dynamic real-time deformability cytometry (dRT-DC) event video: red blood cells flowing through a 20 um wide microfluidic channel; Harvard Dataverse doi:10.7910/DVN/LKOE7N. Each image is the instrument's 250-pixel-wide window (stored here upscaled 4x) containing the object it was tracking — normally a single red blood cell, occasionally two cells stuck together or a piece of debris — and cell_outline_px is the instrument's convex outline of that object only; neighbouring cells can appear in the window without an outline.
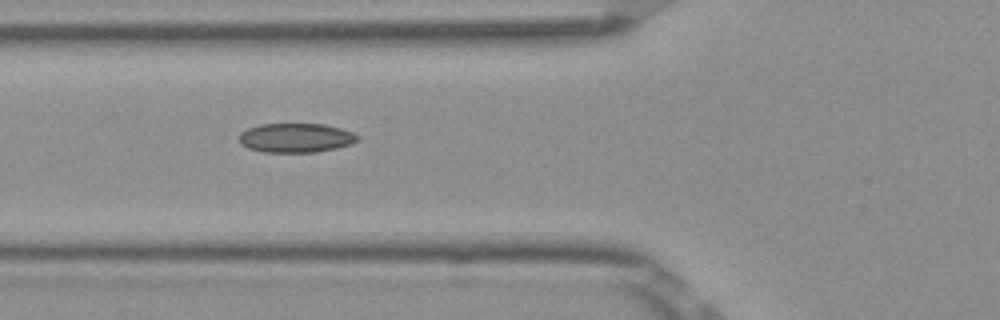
{"species": "Egyptian fruit bat (a non-hibernating species)", "species_latin": "Rousettus aegyptiacus", "temperature_condition": "room temperature", "stored_images_in_passage": 4, "camera_frame_rate_fps": 3000, "um_per_image_px": 0.085, "frame": {"image": 1, "passage_image": 2, "time_ms": 0.333, "image_size_px": [1000, 320], "cell_outline_px": [[360, 136], [356, 140], [348, 144], [336, 148], [316, 152], [264, 152], [248, 148], [240, 144], [240, 132], [248, 128], [260, 124], [324, 124], [340, 128], [352, 132]], "centroid_in_image_um": [25.11, 11.71], "position_along_channel_um": 100.7, "area_um2": 20.06}}
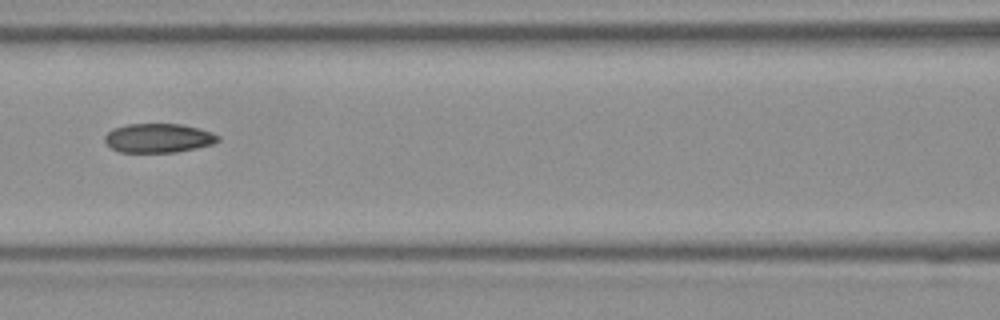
{"frame": {"image": 2, "passage_image": 3, "time_ms": 0.667, "image_size_px": [1000, 320], "cell_outline_px": [[220, 140], [212, 144], [196, 148], [176, 152], [120, 152], [112, 148], [104, 140], [104, 136], [112, 128], [128, 124], [180, 124], [200, 128], [212, 132], [220, 136]], "centroid_in_image_um": [13.48, 11.73], "position_along_channel_um": 153.1, "area_um2": 19.25}}
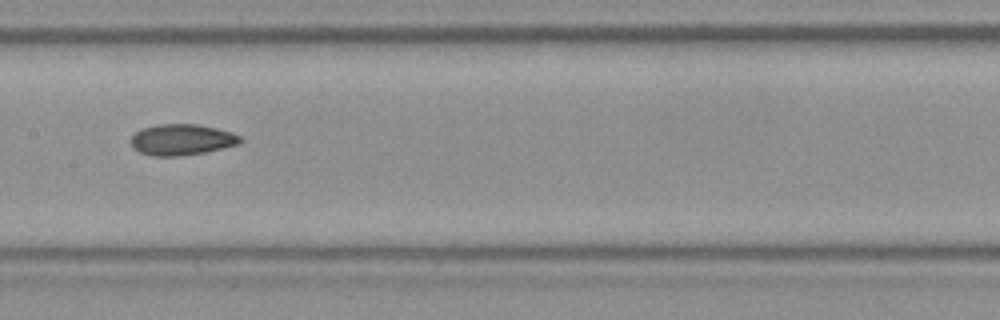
{"frame": {"image": 3, "passage_image": 4, "time_ms": 1.0, "image_size_px": [1000, 320], "cell_outline_px": [[244, 140], [240, 144], [204, 152], [180, 156], [148, 156], [132, 148], [132, 136], [140, 128], [156, 124], [196, 124], [216, 128], [232, 132], [240, 136]], "centroid_in_image_um": [15.44, 11.87], "position_along_channel_um": 192.0, "area_um2": 19.94}}